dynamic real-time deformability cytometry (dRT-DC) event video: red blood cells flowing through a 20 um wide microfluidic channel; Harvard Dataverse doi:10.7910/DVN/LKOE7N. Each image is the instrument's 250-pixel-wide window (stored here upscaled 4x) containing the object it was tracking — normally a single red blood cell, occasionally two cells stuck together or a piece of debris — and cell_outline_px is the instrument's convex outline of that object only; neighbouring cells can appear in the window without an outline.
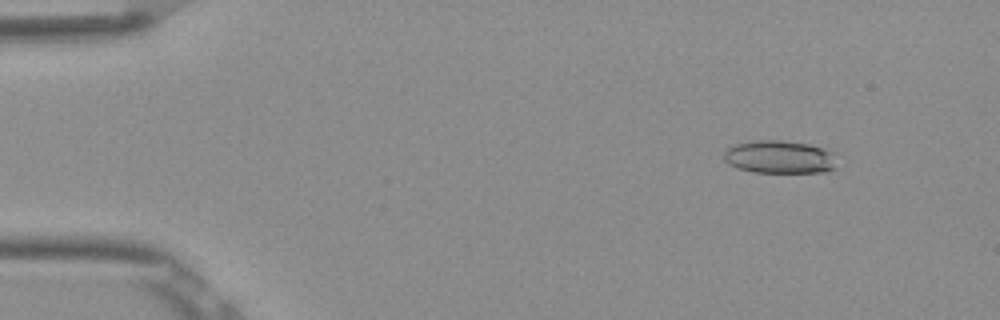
{"species": "Egyptian fruit bat (a non-hibernating species)", "species_latin": "Rousettus aegyptiacus", "temperature_condition": "room temperature", "stored_images_in_passage": 52, "camera_frame_rate_fps": 3000, "um_per_image_px": 0.085, "frame": {"image": 1, "passage_image": 6, "time_ms": 1.667, "image_size_px": [1000, 320], "cell_outline_px": [[836, 168], [824, 172], [752, 172], [736, 168], [728, 164], [724, 160], [724, 152], [728, 148], [736, 144], [756, 140], [784, 140], [808, 144], [836, 152]], "centroid_in_image_um": [66.29, 13.35], "position_along_channel_um": 18.7, "area_um2": 21.96}}
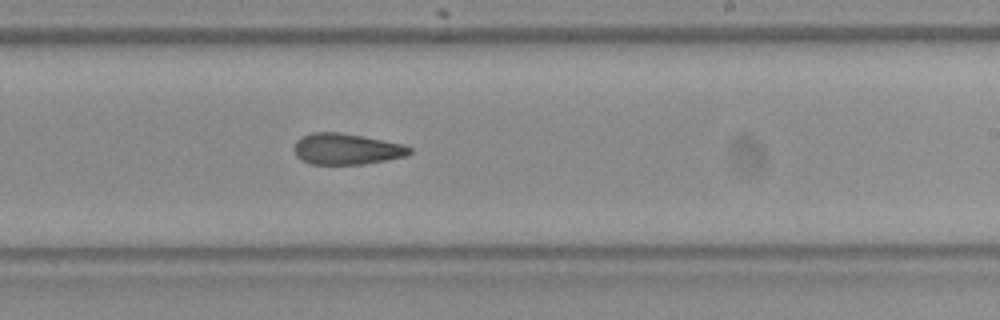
{"frame": {"image": 2, "passage_image": 32, "time_ms": 10.333, "image_size_px": [1000, 320], "cell_outline_px": [[412, 152], [408, 156], [364, 164], [312, 164], [300, 160], [296, 156], [296, 140], [300, 136], [312, 132], [340, 132], [364, 136], [404, 144], [412, 148]], "centroid_in_image_um": [29.48, 12.66], "position_along_channel_um": 259.5, "area_um2": 21.1}}
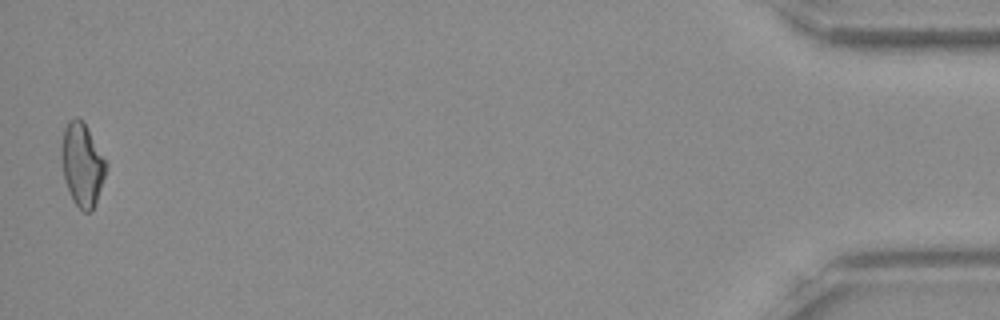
{"frame": {"image": 3, "passage_image": 52, "time_ms": 17.0, "image_size_px": [1000, 320], "cell_outline_px": [[108, 168], [96, 204], [92, 212], [84, 212], [72, 200], [64, 176], [60, 156], [60, 148], [64, 128], [68, 120], [76, 116], [84, 120], [108, 164]], "centroid_in_image_um": [7.0, 13.96], "position_along_channel_um": 428.2, "area_um2": 22.08}, "authors_computed_cell_mechanics": {"area_um2": 21.7039, "velocity_mm_per_s": 3.8968, "shape_relaxation_time_tau1_ms": null, "shape_relaxation_time_tau2_ms": 6.6607, "deformation_change_tau1": null, "deformation_change_tau2": 0.1587}}